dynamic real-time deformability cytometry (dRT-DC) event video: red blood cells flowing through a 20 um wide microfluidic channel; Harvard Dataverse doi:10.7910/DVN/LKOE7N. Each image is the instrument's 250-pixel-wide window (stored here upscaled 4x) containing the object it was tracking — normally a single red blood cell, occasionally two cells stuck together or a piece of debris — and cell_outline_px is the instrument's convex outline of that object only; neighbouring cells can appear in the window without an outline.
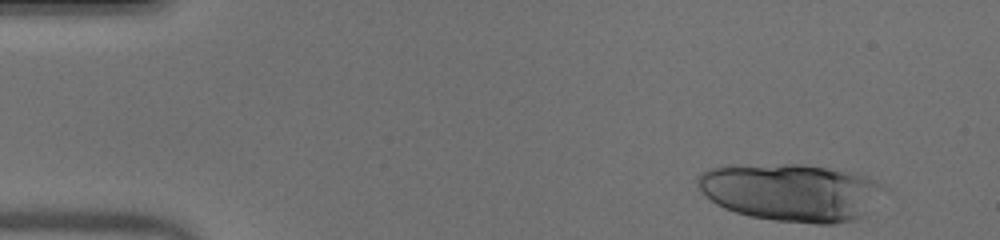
{"species": "human", "species_latin": "Homo sapiens", "temperature_condition": "warm", "stored_images_in_passage": 26, "segment_of_instrument_passage": [1, 2], "camera_frame_rate_fps": 3000, "um_per_image_px": 0.085, "donor": {"sex": "male"}, "frame": {"image": 1, "passage_image": 1, "time_ms": 0.0, "image_size_px": [1000, 240], "cell_outline_px": [[888, 188], [864, 216], [856, 220], [836, 224], [816, 224], [772, 220], [748, 216], [724, 208], [716, 204], [700, 188], [700, 172], [712, 168], [728, 164], [804, 164], [856, 172], [868, 176], [884, 184]], "centroid_in_image_um": [67.34, 16.33], "position_along_channel_um": 17.7, "area_um2": 63.41}}